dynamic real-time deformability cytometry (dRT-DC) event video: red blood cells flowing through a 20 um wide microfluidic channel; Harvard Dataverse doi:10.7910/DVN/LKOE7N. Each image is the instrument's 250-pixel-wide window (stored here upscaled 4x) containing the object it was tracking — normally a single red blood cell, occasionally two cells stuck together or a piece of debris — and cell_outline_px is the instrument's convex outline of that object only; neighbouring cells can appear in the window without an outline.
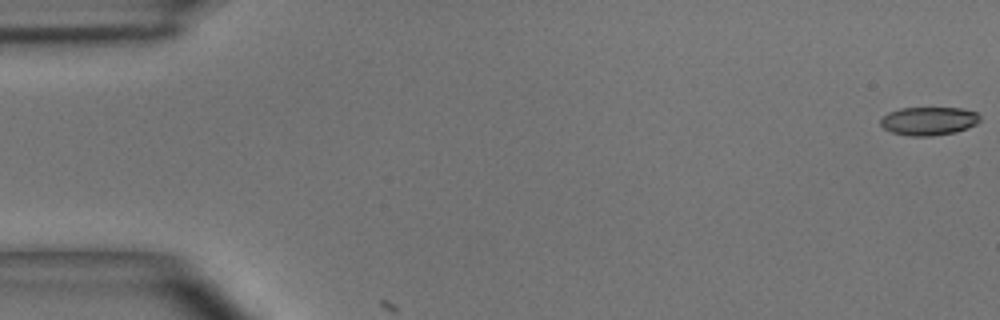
{"species": "common noctule bat (a hibernating species)", "species_latin": "Nyctalus noctula", "temperature_condition": "room temperature", "stored_images_in_passage": 3, "camera_frame_rate_fps": 3000, "um_per_image_px": 0.085, "animal": {"sex": "male", "body_mass_g": 15.6}, "frame": {"image": 1, "passage_image": 1, "time_ms": 0.0, "image_size_px": [1000, 320], "cell_outline_px": [[980, 120], [976, 124], [968, 128], [956, 132], [932, 136], [908, 136], [892, 132], [884, 128], [880, 124], [880, 120], [888, 112], [900, 108], [960, 108], [976, 112], [980, 116]], "centroid_in_image_um": [78.94, 10.29], "position_along_channel_um": 6.1, "area_um2": 16.47}}